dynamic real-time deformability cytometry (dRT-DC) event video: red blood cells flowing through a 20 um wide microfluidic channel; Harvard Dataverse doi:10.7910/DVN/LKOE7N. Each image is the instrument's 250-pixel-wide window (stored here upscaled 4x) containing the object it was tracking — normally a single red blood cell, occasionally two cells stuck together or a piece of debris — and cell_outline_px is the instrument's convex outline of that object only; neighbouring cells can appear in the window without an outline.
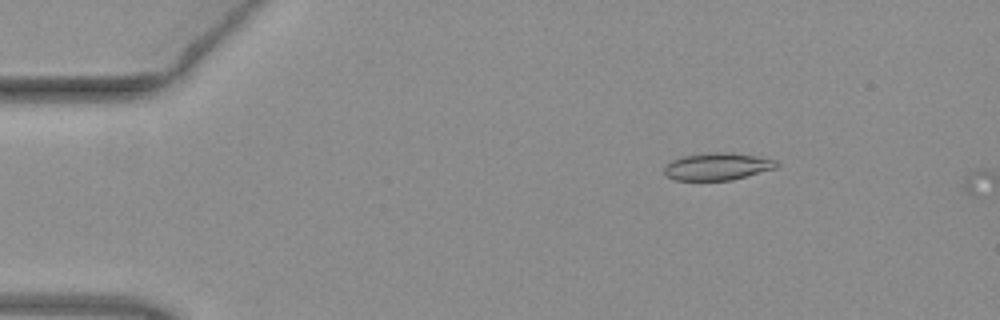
{"species": "common noctule bat (a hibernating species)", "species_latin": "Nyctalus noctula", "temperature_condition": "warm", "stored_images_in_passage": 4, "camera_frame_rate_fps": 3000, "um_per_image_px": 0.085, "animal": {"sex": "female", "body_mass_g": 19.3, "forearm_length_mm": 54.1}, "frame": {"image": 1, "passage_image": 3, "time_ms": 0.667, "image_size_px": [1000, 320], "cell_outline_px": [[780, 164], [776, 168], [732, 180], [676, 180], [668, 176], [664, 172], [664, 168], [672, 160], [680, 156], [712, 152], [728, 152], [776, 160]], "centroid_in_image_um": [60.97, 14.15], "position_along_channel_um": 24.0, "area_um2": 17.69}}